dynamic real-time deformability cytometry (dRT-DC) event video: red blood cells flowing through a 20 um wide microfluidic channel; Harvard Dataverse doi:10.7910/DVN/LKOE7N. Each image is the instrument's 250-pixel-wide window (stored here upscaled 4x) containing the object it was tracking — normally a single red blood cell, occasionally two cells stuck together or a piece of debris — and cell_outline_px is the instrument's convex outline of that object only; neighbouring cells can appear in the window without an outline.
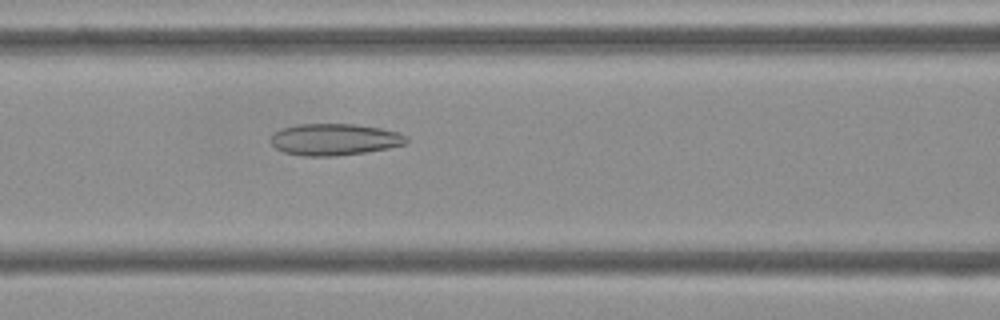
{"species": "Egyptian fruit bat (a non-hibernating species)", "species_latin": "Rousettus aegyptiacus", "temperature_condition": "cold", "stored_images_in_passage": 53, "camera_frame_rate_fps": 3000, "um_per_image_px": 0.085, "frame": {"image": 1, "passage_image": 22, "time_ms": 7.0, "image_size_px": [1000, 320], "cell_outline_px": [[408, 140], [404, 144], [388, 148], [364, 152], [336, 156], [304, 156], [284, 152], [276, 148], [268, 140], [280, 128], [300, 124], [356, 124], [380, 128], [396, 132], [408, 136]], "centroid_in_image_um": [28.41, 11.85], "position_along_channel_um": 138.2, "area_um2": 24.97}}
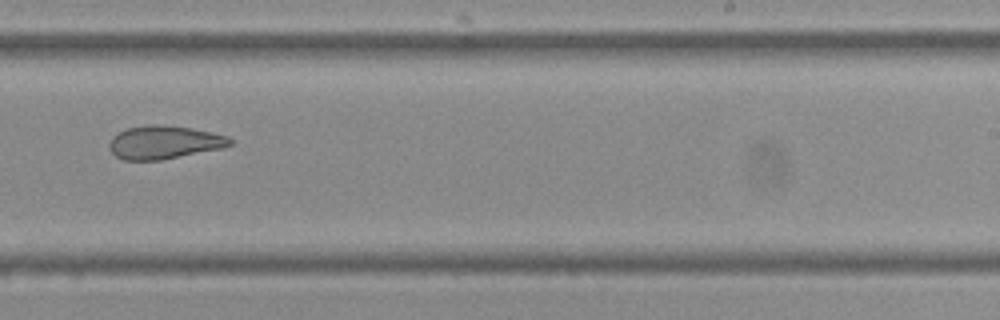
{"frame": {"image": 2, "passage_image": 33, "time_ms": 10.667, "image_size_px": [1000, 320], "cell_outline_px": [[232, 144], [224, 148], [160, 160], [124, 160], [116, 156], [108, 148], [108, 144], [112, 136], [128, 128], [148, 124], [156, 124], [192, 128], [212, 132], [228, 136], [232, 140]], "centroid_in_image_um": [13.96, 12.1], "position_along_channel_um": 275.0, "area_um2": 23.47}}
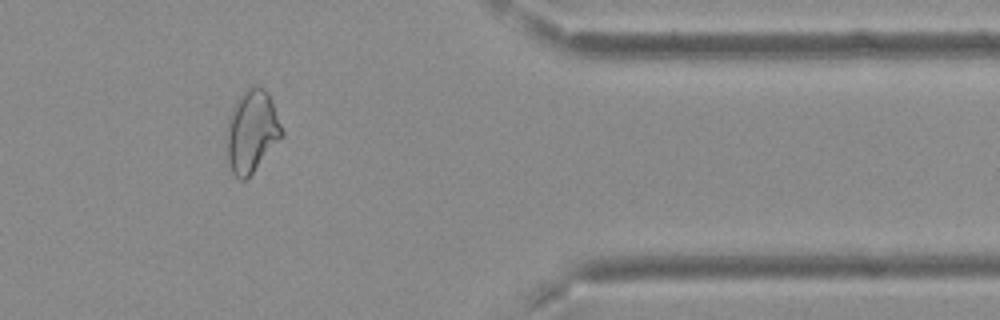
{"frame": {"image": 3, "passage_image": 44, "time_ms": 14.333, "image_size_px": [1000, 320], "cell_outline_px": [[284, 136], [252, 172], [244, 180], [240, 180], [232, 172], [228, 160], [224, 132], [228, 116], [236, 100], [252, 84], [256, 84], [264, 88], [268, 92], [272, 100], [284, 132]], "centroid_in_image_um": [21.38, 11.12], "position_along_channel_um": 390.0, "area_um2": 26.88}, "authors_computed_cell_mechanics": {"area_um2": 27.3394, "velocity_mm_per_s": 3.7373, "shape_relaxation_time_tau1_ms": null, "shape_relaxation_time_tau2_ms": 2.842, "deformation_change_tau1": null, "deformation_change_tau2": 0.1018}}